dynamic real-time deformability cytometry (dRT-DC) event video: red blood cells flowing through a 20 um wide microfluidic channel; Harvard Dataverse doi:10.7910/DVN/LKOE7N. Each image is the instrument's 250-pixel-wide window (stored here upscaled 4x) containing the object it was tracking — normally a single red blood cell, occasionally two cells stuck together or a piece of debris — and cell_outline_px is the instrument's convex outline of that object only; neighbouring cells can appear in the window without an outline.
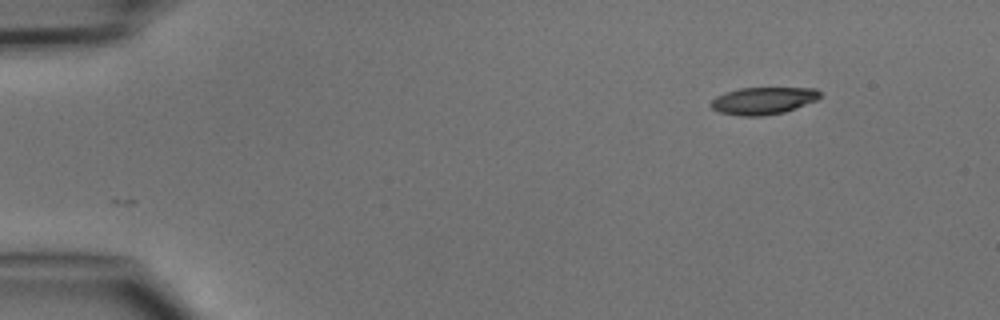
{"species": "common noctule bat (a hibernating species)", "species_latin": "Nyctalus noctula", "temperature_condition": "cold", "stored_images_in_passage": 2, "camera_frame_rate_fps": 3000, "um_per_image_px": 0.085, "animal": {"sex": "male", "body_mass_g": 15.6}, "frame": {"image": 1, "passage_image": 2, "time_ms": 1.333, "image_size_px": [1000, 320], "cell_outline_px": [[824, 96], [816, 100], [784, 112], [764, 116], [740, 116], [720, 112], [712, 108], [708, 104], [716, 96], [724, 92], [740, 88], [816, 88]], "centroid_in_image_um": [64.86, 8.55], "position_along_channel_um": 20.1, "area_um2": 17.4}}